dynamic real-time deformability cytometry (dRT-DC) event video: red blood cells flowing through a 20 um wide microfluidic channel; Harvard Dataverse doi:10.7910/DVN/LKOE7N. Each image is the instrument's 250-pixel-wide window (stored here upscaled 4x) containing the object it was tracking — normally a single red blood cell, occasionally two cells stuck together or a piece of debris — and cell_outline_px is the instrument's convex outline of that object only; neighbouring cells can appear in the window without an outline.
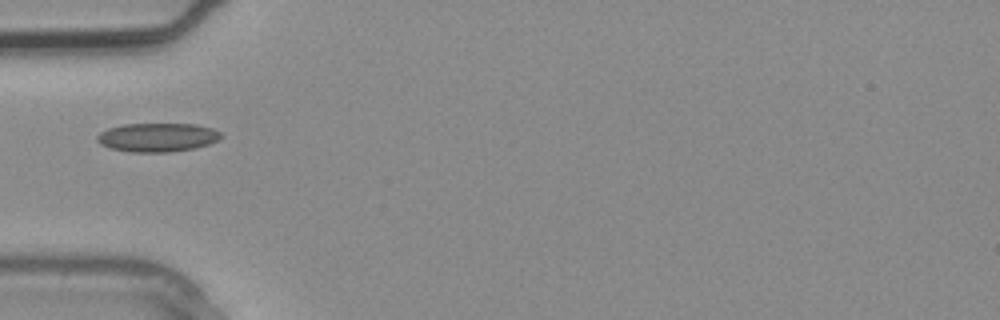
{"species": "common noctule bat (a hibernating species)", "species_latin": "Nyctalus noctula", "temperature_condition": "warm", "stored_images_in_passage": 3, "camera_frame_rate_fps": 3000, "um_per_image_px": 0.085, "animal": {"sex": "male", "body_mass_g": 20.4}, "frame": {"image": 1, "passage_image": 3, "time_ms": 0.667, "image_size_px": [1000, 320], "cell_outline_px": [[224, 136], [220, 140], [196, 148], [168, 152], [132, 152], [112, 148], [100, 144], [96, 140], [96, 136], [100, 132], [108, 128], [124, 124], [196, 124], [212, 128], [220, 132]], "centroid_in_image_um": [13.41, 11.67], "position_along_channel_um": 71.6, "area_um2": 20.87}}